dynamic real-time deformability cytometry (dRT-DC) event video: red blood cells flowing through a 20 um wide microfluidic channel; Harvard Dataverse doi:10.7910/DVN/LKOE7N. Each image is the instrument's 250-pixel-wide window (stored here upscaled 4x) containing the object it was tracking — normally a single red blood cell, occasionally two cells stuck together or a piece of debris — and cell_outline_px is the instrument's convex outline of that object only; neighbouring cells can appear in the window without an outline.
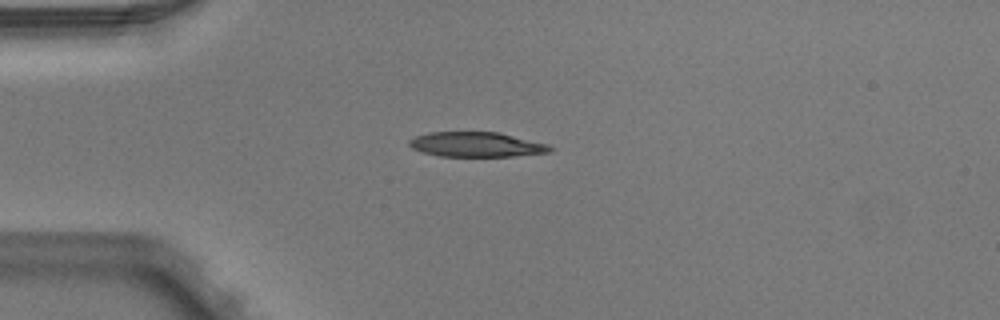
{"species": "Egyptian fruit bat (a non-hibernating species)", "species_latin": "Rousettus aegyptiacus", "temperature_condition": "warm", "stored_images_in_passage": 2, "camera_frame_rate_fps": 3000, "um_per_image_px": 0.085, "animal": {"sex": "male"}, "frame": {"image": 1, "passage_image": 1, "time_ms": 0.0, "image_size_px": [1000, 320], "cell_outline_px": [[556, 148], [548, 152], [512, 156], [440, 156], [424, 152], [412, 148], [408, 144], [408, 140], [416, 136], [432, 132], [496, 132], [548, 144]], "centroid_in_image_um": [40.49, 12.28], "position_along_channel_um": 44.5, "area_um2": 20.11}}
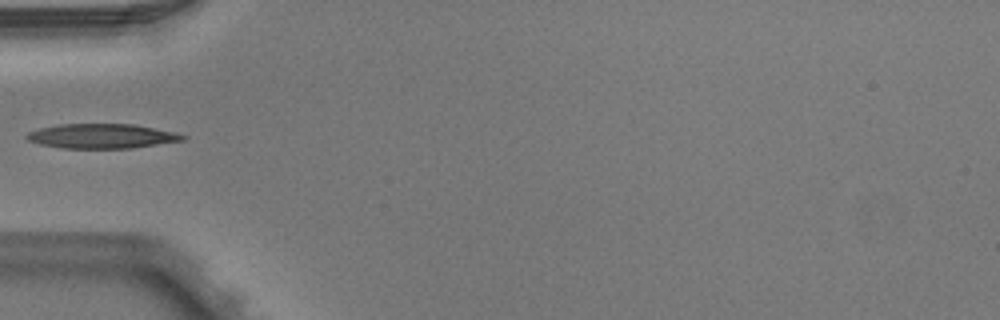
{"frame": {"image": 2, "passage_image": 2, "time_ms": 0.333, "image_size_px": [1000, 320], "cell_outline_px": [[188, 136], [184, 140], [132, 148], [60, 148], [40, 144], [28, 140], [24, 136], [28, 132], [40, 128], [60, 124], [132, 124], [172, 132]], "centroid_in_image_um": [8.61, 11.57], "position_along_channel_um": 76.4, "area_um2": 22.14}}